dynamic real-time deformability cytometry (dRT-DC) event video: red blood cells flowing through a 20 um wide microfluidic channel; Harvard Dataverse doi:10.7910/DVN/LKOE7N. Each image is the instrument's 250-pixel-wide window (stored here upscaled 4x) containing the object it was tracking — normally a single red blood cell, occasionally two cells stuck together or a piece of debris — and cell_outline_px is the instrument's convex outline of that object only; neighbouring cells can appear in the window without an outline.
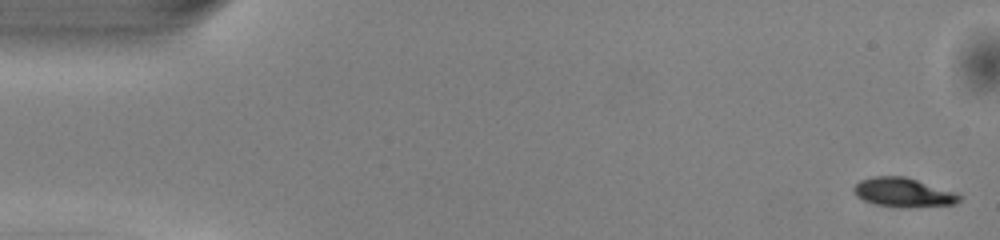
{"species": "common noctule bat (a hibernating species)", "species_latin": "Nyctalus noctula", "temperature_condition": "warm", "stored_images_in_passage": 50, "camera_frame_rate_fps": 3000, "um_per_image_px": 0.085, "animal": {"sex": "male", "body_mass_g": 13.0, "forearm_length_mm": 53.1}, "frame": {"image": 1, "passage_image": 1, "time_ms": 0.0, "image_size_px": [1000, 240], "cell_outline_px": [[960, 200], [956, 204], [912, 208], [904, 208], [876, 204], [864, 200], [856, 196], [852, 192], [852, 188], [860, 180], [872, 176], [904, 176], [956, 192], [960, 196]], "centroid_in_image_um": [76.77, 16.36], "position_along_channel_um": 8.2, "area_um2": 18.09}}
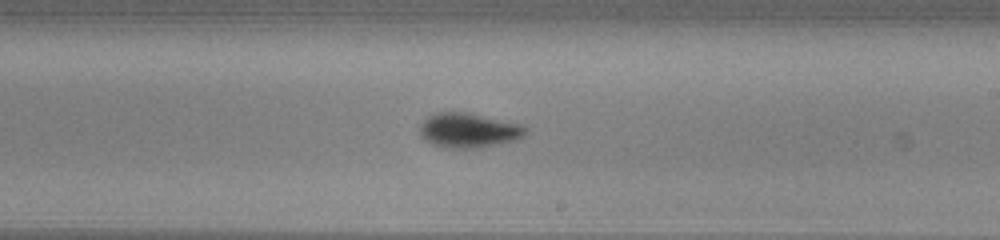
{"frame": {"image": 2, "passage_image": 29, "time_ms": 9.333, "image_size_px": [1000, 240], "cell_outline_px": [[528, 132], [520, 140], [480, 148], [448, 148], [432, 144], [420, 132], [420, 128], [424, 120], [428, 116], [436, 112], [468, 112], [524, 124], [528, 128]], "centroid_in_image_um": [39.95, 11.08], "position_along_channel_um": 249.1, "area_um2": 21.68}}
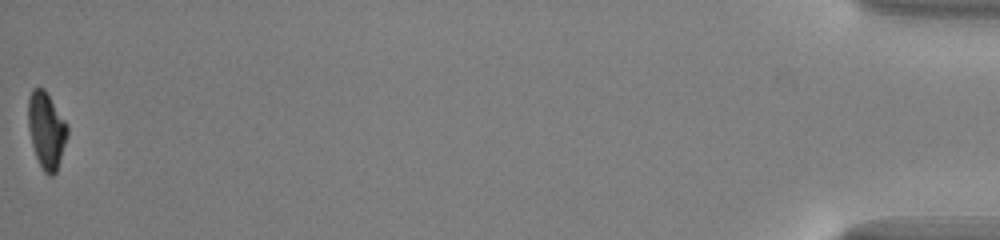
{"frame": {"image": 3, "passage_image": 50, "time_ms": 16.333, "image_size_px": [1000, 240], "cell_outline_px": [[68, 136], [56, 172], [52, 176], [48, 176], [44, 172], [36, 156], [32, 144], [28, 128], [28, 100], [32, 88], [44, 88], [68, 124]], "centroid_in_image_um": [3.95, 11.06], "position_along_channel_um": 431.2, "area_um2": 17.51}, "authors_computed_cell_mechanics": {"area_um2": 19.2185, "velocity_mm_per_s": 4.0931, "shape_relaxation_time_tau1_ms": 1.8494, "shape_relaxation_time_tau2_ms": 2.9196, "deformation_change_tau1": 0.1287, "deformation_change_tau2": 0.0632}}